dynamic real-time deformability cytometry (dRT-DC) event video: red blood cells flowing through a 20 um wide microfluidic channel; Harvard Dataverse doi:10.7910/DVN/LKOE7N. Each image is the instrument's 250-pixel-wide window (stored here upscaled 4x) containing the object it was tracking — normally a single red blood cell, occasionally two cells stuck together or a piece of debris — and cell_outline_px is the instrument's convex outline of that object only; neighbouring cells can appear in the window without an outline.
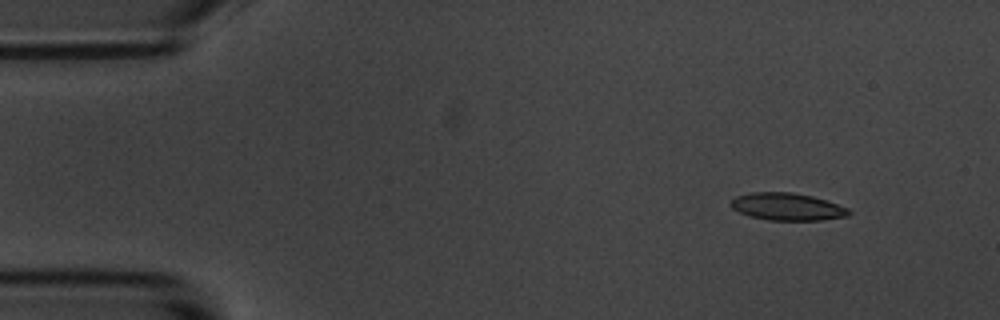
{"species": "common noctule bat (a hibernating species)", "species_latin": "Nyctalus noctula", "temperature_condition": "room temperature", "stored_images_in_passage": 3, "camera_frame_rate_fps": 3000, "um_per_image_px": 0.085, "animal": {"sex": "male", "body_mass_g": 20.1, "forearm_length_mm": 53.5}, "frame": {"image": 1, "passage_image": 1, "time_ms": 0.0, "image_size_px": [1000, 320], "cell_outline_px": [[852, 212], [848, 216], [824, 220], [768, 220], [748, 216], [732, 208], [732, 200], [736, 196], [752, 192], [792, 192], [812, 196], [848, 208]], "centroid_in_image_um": [66.92, 17.57], "position_along_channel_um": 18.1, "area_um2": 18.73}}
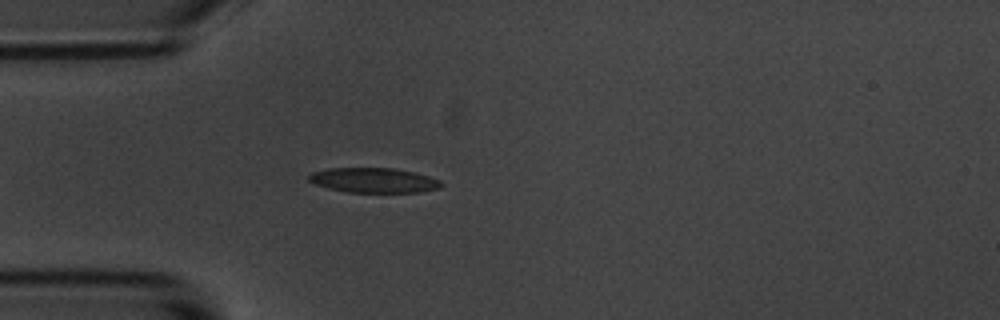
{"frame": {"image": 2, "passage_image": 3, "time_ms": 3.333, "image_size_px": [1000, 320], "cell_outline_px": [[444, 184], [440, 188], [420, 192], [348, 192], [328, 188], [316, 184], [308, 180], [308, 176], [312, 172], [328, 168], [392, 168], [416, 172], [440, 180]], "centroid_in_image_um": [31.79, 15.32], "position_along_channel_um": 53.2, "area_um2": 19.19}}